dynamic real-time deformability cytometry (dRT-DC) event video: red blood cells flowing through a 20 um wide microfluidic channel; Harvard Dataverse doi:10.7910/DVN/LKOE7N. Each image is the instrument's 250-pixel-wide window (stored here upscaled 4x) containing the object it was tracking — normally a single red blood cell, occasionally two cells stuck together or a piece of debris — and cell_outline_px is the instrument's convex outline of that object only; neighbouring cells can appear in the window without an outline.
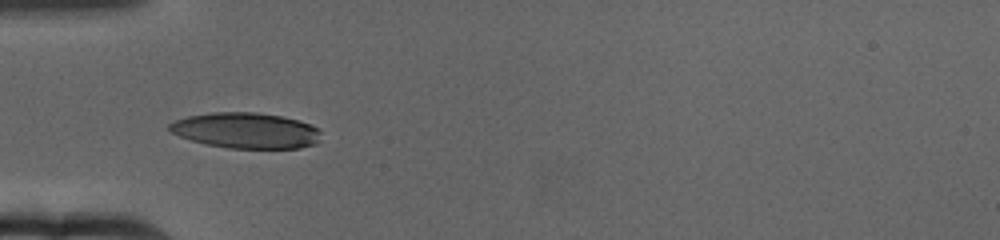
{"species": "human", "species_latin": "Homo sapiens", "temperature_condition": "cold", "stored_images_in_passage": 45, "camera_frame_rate_fps": 3000, "um_per_image_px": 0.085, "donor": {"sex": "female"}, "frame": {"image": 1, "passage_image": 1, "time_ms": 0.0, "image_size_px": [1000, 240], "cell_outline_px": [[320, 140], [316, 144], [300, 148], [228, 148], [204, 144], [180, 136], [172, 132], [168, 128], [168, 124], [176, 120], [188, 116], [212, 112], [256, 112], [280, 116], [300, 120], [316, 128], [320, 132]], "centroid_in_image_um": [20.91, 11.09], "position_along_channel_um": 64.1, "area_um2": 31.5}}
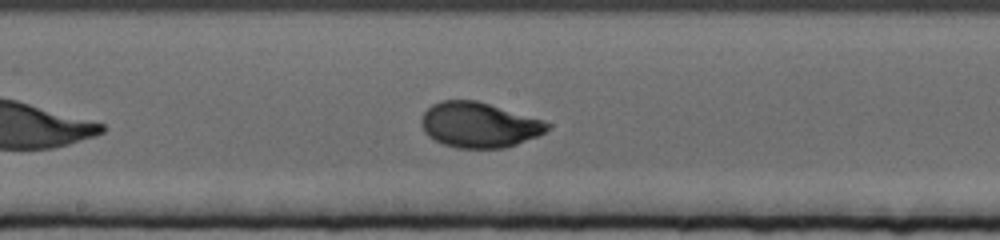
{"frame": {"image": 2, "passage_image": 15, "time_ms": 4.667, "image_size_px": [1000, 240], "cell_outline_px": [[552, 124], [544, 132], [536, 136], [516, 144], [504, 148], [456, 148], [444, 144], [428, 136], [424, 132], [420, 124], [420, 120], [424, 112], [432, 104], [440, 100], [476, 100], [544, 120]], "centroid_in_image_um": [40.69, 10.61], "position_along_channel_um": 207.5, "area_um2": 33.18}}
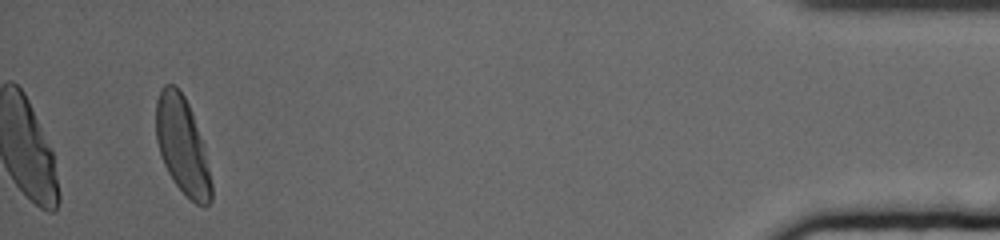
{"frame": {"image": 3, "passage_image": 42, "time_ms": 13.667, "image_size_px": [1000, 240], "cell_outline_px": [[212, 200], [208, 204], [196, 204], [172, 180], [164, 164], [156, 140], [156, 100], [164, 84], [176, 84], [184, 96], [192, 112], [204, 144], [212, 184]], "centroid_in_image_um": [15.5, 12.35], "position_along_channel_um": 419.7, "area_um2": 31.15}, "authors_computed_cell_mechanics": {"area_um2": 32.3102, "velocity_mm_per_s": 3.1149, "shape_relaxation_time_tau1_ms": 3.33, "shape_relaxation_time_tau2_ms": null, "deformation_change_tau1": 0.1614, "deformation_change_tau2": null}}